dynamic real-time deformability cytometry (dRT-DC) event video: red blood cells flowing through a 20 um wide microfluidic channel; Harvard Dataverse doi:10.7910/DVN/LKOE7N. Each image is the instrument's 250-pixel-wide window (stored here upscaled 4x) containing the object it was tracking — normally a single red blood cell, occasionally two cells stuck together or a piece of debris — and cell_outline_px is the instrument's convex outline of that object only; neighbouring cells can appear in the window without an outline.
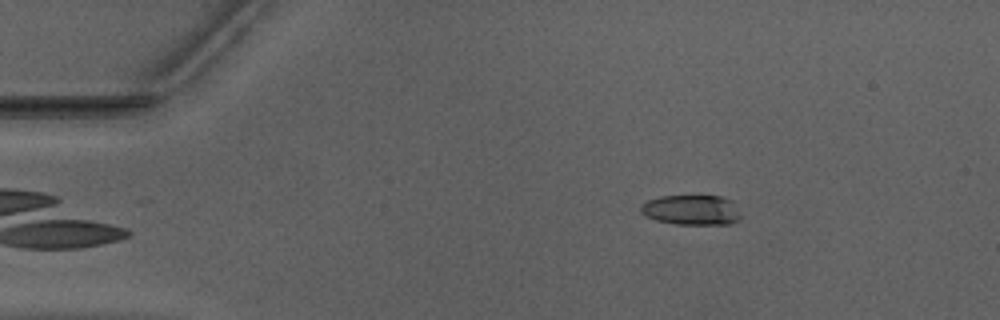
{"species": "Egyptian fruit bat (a non-hibernating species)", "species_latin": "Rousettus aegyptiacus", "temperature_condition": "warm", "stored_images_in_passage": 44, "camera_frame_rate_fps": 3000, "um_per_image_px": 0.085, "animal": {"sex": "male"}, "frame": {"image": 1, "passage_image": 1, "time_ms": 0.0, "image_size_px": [1000, 320], "cell_outline_px": [[740, 216], [736, 220], [728, 224], [676, 224], [656, 220], [644, 216], [640, 212], [640, 204], [648, 200], [660, 196], [720, 196], [732, 200]], "centroid_in_image_um": [58.71, 17.84], "position_along_channel_um": 26.3, "area_um2": 17.46}}
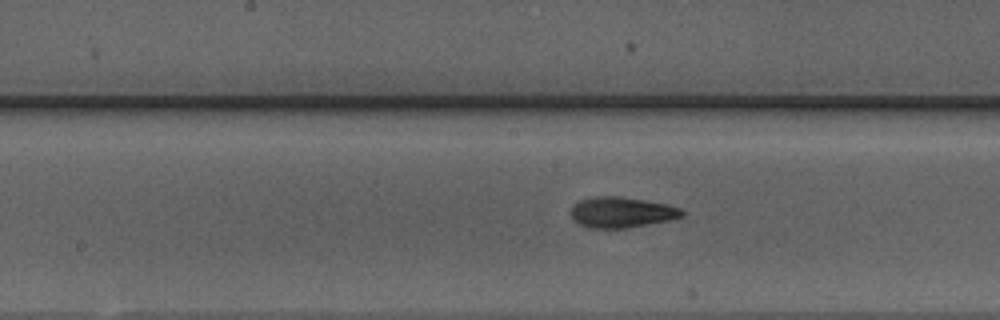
{"frame": {"image": 2, "passage_image": 19, "time_ms": 6.0, "image_size_px": [1000, 320], "cell_outline_px": [[684, 212], [680, 216], [668, 220], [624, 228], [588, 228], [572, 220], [568, 212], [572, 204], [580, 200], [596, 196], [620, 196], [668, 204], [680, 208]], "centroid_in_image_um": [52.73, 18.03], "position_along_channel_um": 195.5, "area_um2": 19.88}}
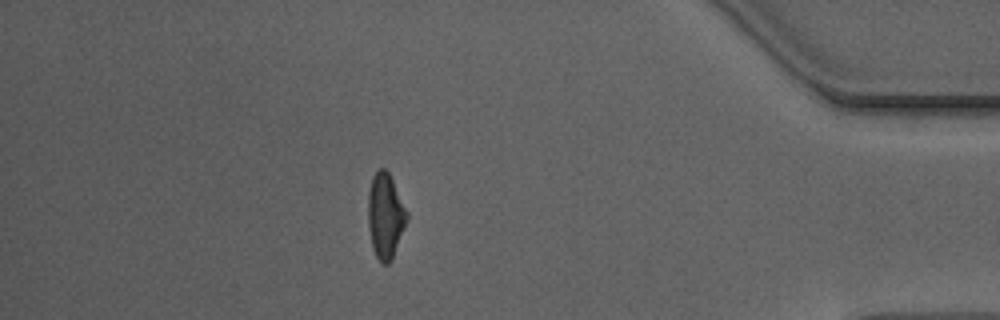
{"frame": {"image": 3, "passage_image": 38, "time_ms": 12.333, "image_size_px": [1000, 320], "cell_outline_px": [[408, 220], [392, 260], [388, 264], [384, 264], [376, 256], [372, 248], [368, 224], [368, 192], [372, 176], [380, 168], [384, 168], [388, 172], [408, 212]], "centroid_in_image_um": [32.76, 18.36], "position_along_channel_um": 402.4, "area_um2": 19.31}, "authors_computed_cell_mechanics": {"area_um2": 19.1896, "velocity_mm_per_s": 3.9711, "shape_relaxation_time_tau1_ms": 3.2676, "shape_relaxation_time_tau2_ms": 3.1094, "deformation_change_tau1": 0.1559, "deformation_change_tau2": 0.1022}}